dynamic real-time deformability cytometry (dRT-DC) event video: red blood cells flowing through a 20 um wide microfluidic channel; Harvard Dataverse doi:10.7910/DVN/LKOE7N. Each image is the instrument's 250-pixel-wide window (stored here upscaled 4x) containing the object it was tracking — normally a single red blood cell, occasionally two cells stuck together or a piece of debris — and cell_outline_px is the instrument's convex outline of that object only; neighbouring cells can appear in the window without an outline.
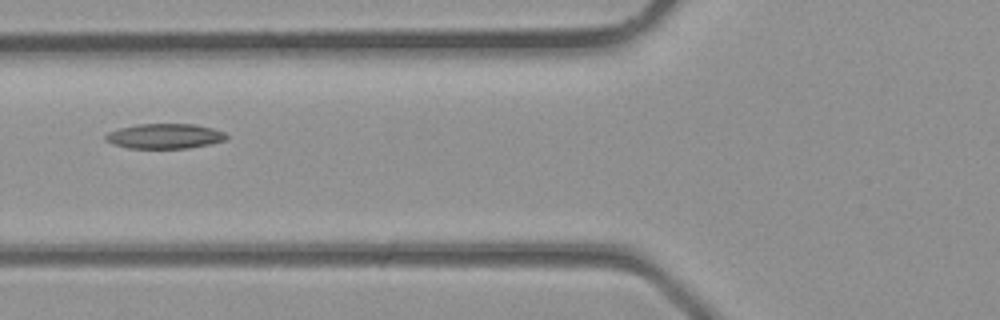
{"species": "common noctule bat (a hibernating species)", "species_latin": "Nyctalus noctula", "temperature_condition": "room temperature", "stored_images_in_passage": 3, "camera_frame_rate_fps": 3000, "um_per_image_px": 0.085, "animal": {"sex": "male", "body_mass_g": 23.1, "forearm_length_mm": 52.7}, "frame": {"image": 1, "passage_image": 3, "time_ms": 0.667, "image_size_px": [1000, 320], "cell_outline_px": [[228, 136], [224, 140], [208, 144], [188, 148], [128, 148], [112, 144], [104, 140], [104, 136], [108, 132], [120, 128], [136, 124], [196, 124], [212, 128], [224, 132]], "centroid_in_image_um": [13.96, 11.57], "position_along_channel_um": 111.8, "area_um2": 17.57}}